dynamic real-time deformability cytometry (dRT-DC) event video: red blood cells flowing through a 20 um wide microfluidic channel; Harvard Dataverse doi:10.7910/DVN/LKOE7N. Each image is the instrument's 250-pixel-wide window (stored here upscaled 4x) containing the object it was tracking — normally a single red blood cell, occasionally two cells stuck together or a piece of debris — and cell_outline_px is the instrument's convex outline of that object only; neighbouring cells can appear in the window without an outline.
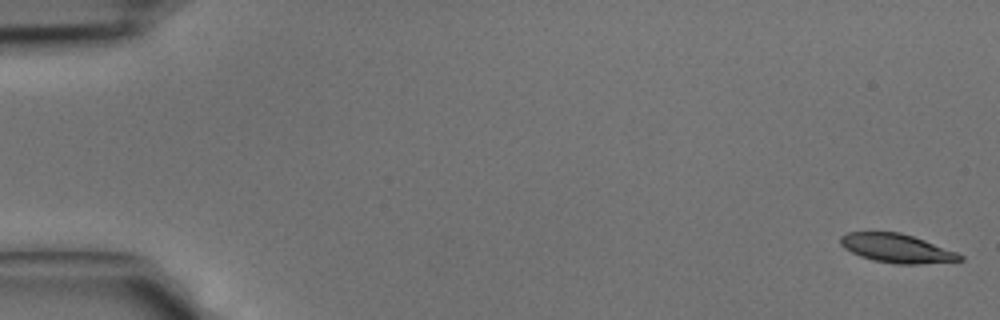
{"species": "common noctule bat (a hibernating species)", "species_latin": "Nyctalus noctula", "temperature_condition": "cold", "stored_images_in_passage": 5, "camera_frame_rate_fps": 3000, "um_per_image_px": 0.085, "animal": {"sex": "male", "body_mass_g": 15.6}, "frame": {"image": 1, "passage_image": 1, "time_ms": 0.0, "image_size_px": [1000, 320], "cell_outline_px": [[964, 260], [920, 264], [896, 264], [872, 260], [860, 256], [844, 248], [840, 244], [840, 236], [848, 232], [900, 232], [924, 240], [956, 252], [964, 256]], "centroid_in_image_um": [76.21, 21.11], "position_along_channel_um": 8.8, "area_um2": 19.94}}